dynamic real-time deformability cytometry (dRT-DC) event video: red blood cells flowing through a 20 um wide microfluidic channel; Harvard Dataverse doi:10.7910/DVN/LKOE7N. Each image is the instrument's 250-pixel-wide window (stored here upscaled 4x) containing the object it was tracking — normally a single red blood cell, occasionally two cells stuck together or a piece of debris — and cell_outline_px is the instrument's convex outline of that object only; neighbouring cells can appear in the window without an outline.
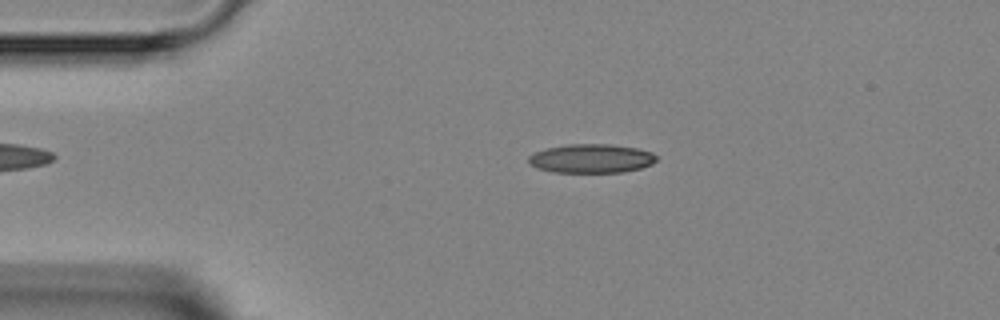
{"species": "Egyptian fruit bat (a non-hibernating species)", "species_latin": "Rousettus aegyptiacus", "temperature_condition": "room temperature", "stored_images_in_passage": 3, "segment_of_instrument_passage": [1, 2], "camera_frame_rate_fps": 3000, "um_per_image_px": 0.085, "animal": {"sex": "female"}, "frame": {"image": 1, "passage_image": 1, "time_ms": 0.0, "image_size_px": [1000, 320], "cell_outline_px": [[656, 160], [652, 164], [640, 168], [624, 172], [552, 172], [536, 168], [528, 164], [528, 156], [544, 148], [568, 144], [612, 144], [636, 148], [652, 152], [656, 156]], "centroid_in_image_um": [50.23, 13.47], "position_along_channel_um": 34.8, "area_um2": 21.68}}